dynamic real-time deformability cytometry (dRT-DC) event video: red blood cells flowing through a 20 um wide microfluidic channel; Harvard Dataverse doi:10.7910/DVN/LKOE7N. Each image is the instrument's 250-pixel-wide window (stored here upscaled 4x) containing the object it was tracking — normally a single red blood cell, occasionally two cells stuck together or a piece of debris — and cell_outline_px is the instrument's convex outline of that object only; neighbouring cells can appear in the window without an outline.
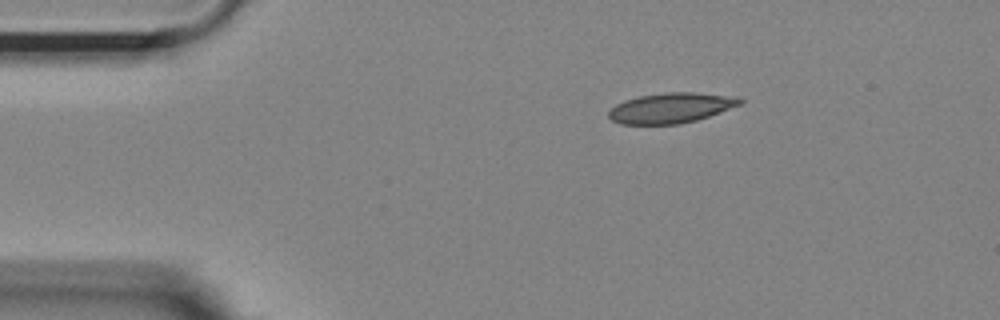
{"species": "Egyptian fruit bat (a non-hibernating species)", "species_latin": "Rousettus aegyptiacus", "temperature_condition": "room temperature", "stored_images_in_passage": 46, "camera_frame_rate_fps": 3000, "um_per_image_px": 0.085, "animal": {"sex": "female"}, "frame": {"image": 1, "passage_image": 1, "time_ms": 0.0, "image_size_px": [1000, 320], "cell_outline_px": [[744, 100], [740, 104], [708, 116], [696, 120], [680, 124], [620, 124], [612, 120], [608, 116], [608, 112], [616, 104], [624, 100], [640, 96], [664, 92], [696, 92], [740, 96]], "centroid_in_image_um": [57.04, 9.16], "position_along_channel_um": 28.0, "area_um2": 23.18}}
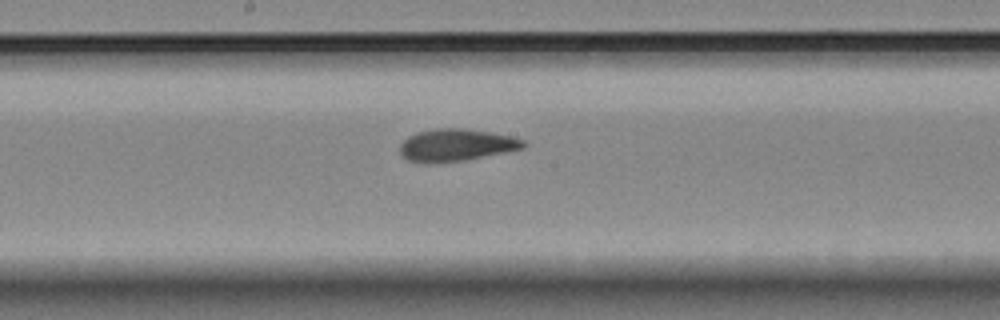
{"frame": {"image": 2, "passage_image": 20, "time_ms": 6.333, "image_size_px": [1000, 320], "cell_outline_px": [[528, 144], [524, 148], [464, 160], [432, 164], [424, 164], [408, 160], [400, 152], [400, 144], [408, 136], [416, 132], [436, 128], [464, 128], [512, 136], [524, 140]], "centroid_in_image_um": [38.75, 12.33], "position_along_channel_um": 209.4, "area_um2": 23.29}}
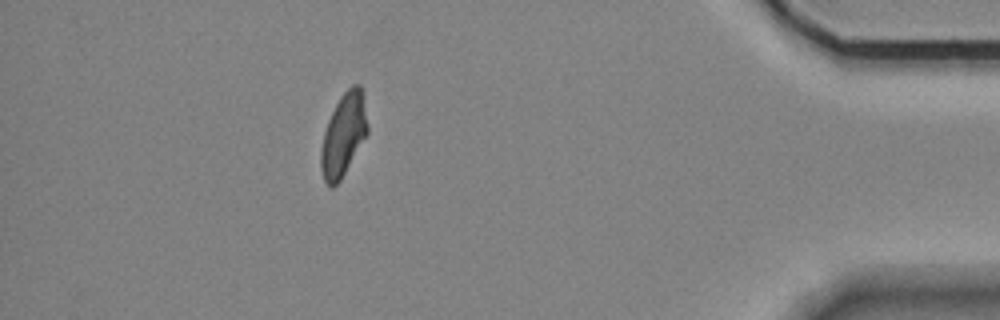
{"frame": {"image": 3, "passage_image": 40, "time_ms": 13.0, "image_size_px": [1000, 320], "cell_outline_px": [[368, 132], [340, 180], [332, 188], [324, 180], [320, 168], [320, 152], [324, 132], [328, 120], [340, 96], [352, 84], [360, 84], [364, 92], [368, 124]], "centroid_in_image_um": [29.21, 11.41], "position_along_channel_um": 406.0, "area_um2": 22.43}, "authors_computed_cell_mechanics": {"area_um2": 23.0622, "velocity_mm_per_s": 3.6798, "shape_relaxation_time_tau1_ms": 4.8724, "shape_relaxation_time_tau2_ms": 2.1263, "deformation_change_tau1": 0.1384, "deformation_change_tau2": 0.0728}}